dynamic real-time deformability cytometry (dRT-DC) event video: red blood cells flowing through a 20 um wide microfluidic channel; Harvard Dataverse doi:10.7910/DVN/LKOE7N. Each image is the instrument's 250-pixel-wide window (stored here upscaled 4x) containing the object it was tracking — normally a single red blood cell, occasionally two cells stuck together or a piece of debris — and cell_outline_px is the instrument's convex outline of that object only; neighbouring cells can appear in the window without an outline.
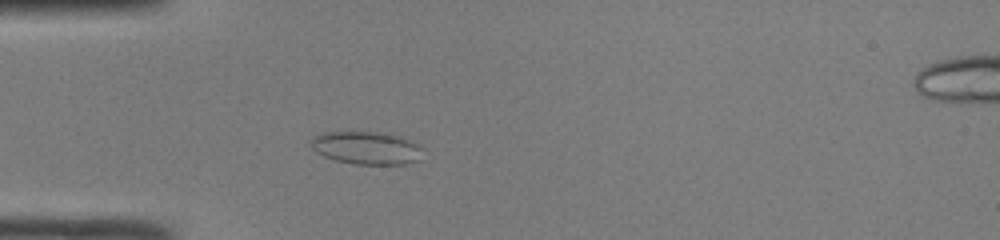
{"species": "common noctule bat (a hibernating species)", "species_latin": "Nyctalus noctula", "temperature_condition": "room temperature", "stored_images_in_passage": 47, "camera_frame_rate_fps": 3000, "um_per_image_px": 0.085, "animal": {"sex": "male", "body_mass_g": 19.0, "forearm_length_mm": 50.8}, "frame": {"image": 1, "passage_image": 13, "time_ms": 4.0, "image_size_px": [1000, 240], "cell_outline_px": [[424, 148], [416, 160], [404, 164], [352, 164], [336, 160], [324, 156], [316, 152], [312, 148], [308, 140], [312, 136], [320, 132], [376, 132], [400, 136], [420, 144]], "centroid_in_image_um": [31.1, 12.56], "position_along_channel_um": 53.9, "area_um2": 21.56}}
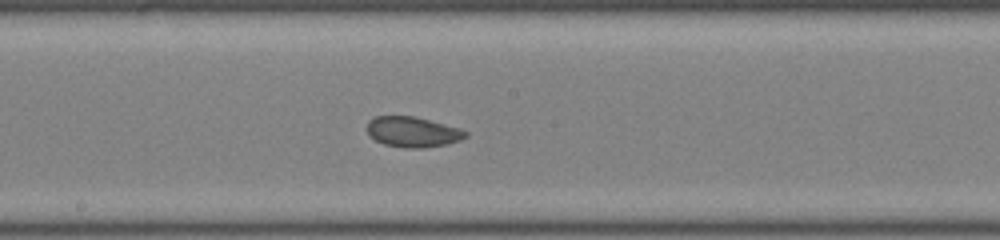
{"frame": {"image": 2, "passage_image": 25, "time_ms": 8.0, "image_size_px": [1000, 240], "cell_outline_px": [[468, 136], [460, 140], [448, 144], [420, 148], [404, 148], [384, 144], [368, 136], [368, 120], [376, 116], [416, 116], [460, 128], [468, 132]], "centroid_in_image_um": [35.09, 11.21], "position_along_channel_um": 213.1, "area_um2": 17.57}}
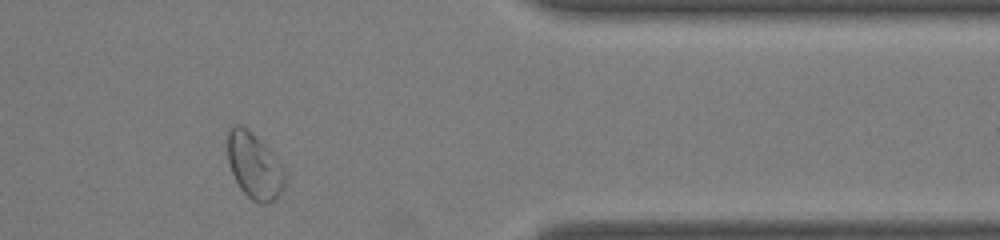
{"frame": {"image": 3, "passage_image": 39, "time_ms": 12.667, "image_size_px": [1000, 240], "cell_outline_px": [[288, 176], [280, 196], [268, 204], [260, 204], [252, 200], [240, 188], [228, 164], [228, 128], [232, 124], [240, 124], [248, 128], [280, 160]], "centroid_in_image_um": [21.65, 14.1], "position_along_channel_um": 389.7, "area_um2": 22.54}, "authors_computed_cell_mechanics": {"area_um2": 21.5594, "velocity_mm_per_s": 4.1924, "shape_relaxation_time_tau1_ms": 9.731, "shape_relaxation_time_tau2_ms": 1.0731, "deformation_change_tau1": 0.1305, "deformation_change_tau2": 0.0577}}